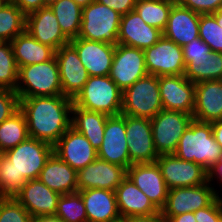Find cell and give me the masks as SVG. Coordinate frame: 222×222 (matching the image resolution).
I'll use <instances>...</instances> for the list:
<instances>
[{
    "label": "cell",
    "mask_w": 222,
    "mask_h": 222,
    "mask_svg": "<svg viewBox=\"0 0 222 222\" xmlns=\"http://www.w3.org/2000/svg\"><path fill=\"white\" fill-rule=\"evenodd\" d=\"M19 99L31 138L54 146L71 127L69 113H72V99L64 95Z\"/></svg>",
    "instance_id": "cell-1"
},
{
    "label": "cell",
    "mask_w": 222,
    "mask_h": 222,
    "mask_svg": "<svg viewBox=\"0 0 222 222\" xmlns=\"http://www.w3.org/2000/svg\"><path fill=\"white\" fill-rule=\"evenodd\" d=\"M221 152L222 148L215 140L211 122L193 119L179 139L174 155L184 161L199 164L209 171L218 161Z\"/></svg>",
    "instance_id": "cell-2"
},
{
    "label": "cell",
    "mask_w": 222,
    "mask_h": 222,
    "mask_svg": "<svg viewBox=\"0 0 222 222\" xmlns=\"http://www.w3.org/2000/svg\"><path fill=\"white\" fill-rule=\"evenodd\" d=\"M15 92L19 98L63 95L55 56L43 63L19 67Z\"/></svg>",
    "instance_id": "cell-3"
},
{
    "label": "cell",
    "mask_w": 222,
    "mask_h": 222,
    "mask_svg": "<svg viewBox=\"0 0 222 222\" xmlns=\"http://www.w3.org/2000/svg\"><path fill=\"white\" fill-rule=\"evenodd\" d=\"M53 153L54 146L31 137L4 152L16 170L17 194L27 180L38 179L41 170Z\"/></svg>",
    "instance_id": "cell-4"
},
{
    "label": "cell",
    "mask_w": 222,
    "mask_h": 222,
    "mask_svg": "<svg viewBox=\"0 0 222 222\" xmlns=\"http://www.w3.org/2000/svg\"><path fill=\"white\" fill-rule=\"evenodd\" d=\"M123 91L110 76H89L73 103L85 110L117 116L122 110Z\"/></svg>",
    "instance_id": "cell-5"
},
{
    "label": "cell",
    "mask_w": 222,
    "mask_h": 222,
    "mask_svg": "<svg viewBox=\"0 0 222 222\" xmlns=\"http://www.w3.org/2000/svg\"><path fill=\"white\" fill-rule=\"evenodd\" d=\"M161 110L158 76L148 74L122 93V115L152 119Z\"/></svg>",
    "instance_id": "cell-6"
},
{
    "label": "cell",
    "mask_w": 222,
    "mask_h": 222,
    "mask_svg": "<svg viewBox=\"0 0 222 222\" xmlns=\"http://www.w3.org/2000/svg\"><path fill=\"white\" fill-rule=\"evenodd\" d=\"M121 16L115 10L94 0L82 8V21L78 37L116 46Z\"/></svg>",
    "instance_id": "cell-7"
},
{
    "label": "cell",
    "mask_w": 222,
    "mask_h": 222,
    "mask_svg": "<svg viewBox=\"0 0 222 222\" xmlns=\"http://www.w3.org/2000/svg\"><path fill=\"white\" fill-rule=\"evenodd\" d=\"M150 120L158 155L174 154L179 139L193 120V115L163 109Z\"/></svg>",
    "instance_id": "cell-8"
},
{
    "label": "cell",
    "mask_w": 222,
    "mask_h": 222,
    "mask_svg": "<svg viewBox=\"0 0 222 222\" xmlns=\"http://www.w3.org/2000/svg\"><path fill=\"white\" fill-rule=\"evenodd\" d=\"M210 182L191 187H178L168 191L165 206L160 210L162 218L167 222L172 216L195 212L207 207L217 196Z\"/></svg>",
    "instance_id": "cell-9"
},
{
    "label": "cell",
    "mask_w": 222,
    "mask_h": 222,
    "mask_svg": "<svg viewBox=\"0 0 222 222\" xmlns=\"http://www.w3.org/2000/svg\"><path fill=\"white\" fill-rule=\"evenodd\" d=\"M145 66L148 74L155 76L184 75L182 46L162 37L151 47L144 50Z\"/></svg>",
    "instance_id": "cell-10"
},
{
    "label": "cell",
    "mask_w": 222,
    "mask_h": 222,
    "mask_svg": "<svg viewBox=\"0 0 222 222\" xmlns=\"http://www.w3.org/2000/svg\"><path fill=\"white\" fill-rule=\"evenodd\" d=\"M168 189L199 186L208 181V171L201 165L184 161L174 154L159 155L156 159Z\"/></svg>",
    "instance_id": "cell-11"
},
{
    "label": "cell",
    "mask_w": 222,
    "mask_h": 222,
    "mask_svg": "<svg viewBox=\"0 0 222 222\" xmlns=\"http://www.w3.org/2000/svg\"><path fill=\"white\" fill-rule=\"evenodd\" d=\"M146 75L144 50L117 44L109 74L116 85L124 91Z\"/></svg>",
    "instance_id": "cell-12"
},
{
    "label": "cell",
    "mask_w": 222,
    "mask_h": 222,
    "mask_svg": "<svg viewBox=\"0 0 222 222\" xmlns=\"http://www.w3.org/2000/svg\"><path fill=\"white\" fill-rule=\"evenodd\" d=\"M98 158L128 169L132 163L126 138V115L109 116L106 120L103 142L97 150Z\"/></svg>",
    "instance_id": "cell-13"
},
{
    "label": "cell",
    "mask_w": 222,
    "mask_h": 222,
    "mask_svg": "<svg viewBox=\"0 0 222 222\" xmlns=\"http://www.w3.org/2000/svg\"><path fill=\"white\" fill-rule=\"evenodd\" d=\"M126 138L132 164L156 162L150 119L126 115Z\"/></svg>",
    "instance_id": "cell-14"
},
{
    "label": "cell",
    "mask_w": 222,
    "mask_h": 222,
    "mask_svg": "<svg viewBox=\"0 0 222 222\" xmlns=\"http://www.w3.org/2000/svg\"><path fill=\"white\" fill-rule=\"evenodd\" d=\"M55 58L58 63L63 95L74 100L88 80L87 70L76 49L70 43L56 50Z\"/></svg>",
    "instance_id": "cell-15"
},
{
    "label": "cell",
    "mask_w": 222,
    "mask_h": 222,
    "mask_svg": "<svg viewBox=\"0 0 222 222\" xmlns=\"http://www.w3.org/2000/svg\"><path fill=\"white\" fill-rule=\"evenodd\" d=\"M126 177V168L97 158L77 171V189L81 191L96 188L115 191Z\"/></svg>",
    "instance_id": "cell-16"
},
{
    "label": "cell",
    "mask_w": 222,
    "mask_h": 222,
    "mask_svg": "<svg viewBox=\"0 0 222 222\" xmlns=\"http://www.w3.org/2000/svg\"><path fill=\"white\" fill-rule=\"evenodd\" d=\"M54 153L76 171L98 158V151L72 126L54 145Z\"/></svg>",
    "instance_id": "cell-17"
},
{
    "label": "cell",
    "mask_w": 222,
    "mask_h": 222,
    "mask_svg": "<svg viewBox=\"0 0 222 222\" xmlns=\"http://www.w3.org/2000/svg\"><path fill=\"white\" fill-rule=\"evenodd\" d=\"M159 91L163 109L193 115L195 83L184 75L160 76Z\"/></svg>",
    "instance_id": "cell-18"
},
{
    "label": "cell",
    "mask_w": 222,
    "mask_h": 222,
    "mask_svg": "<svg viewBox=\"0 0 222 222\" xmlns=\"http://www.w3.org/2000/svg\"><path fill=\"white\" fill-rule=\"evenodd\" d=\"M78 53L89 76H108L116 46L109 43L74 38L69 42Z\"/></svg>",
    "instance_id": "cell-19"
},
{
    "label": "cell",
    "mask_w": 222,
    "mask_h": 222,
    "mask_svg": "<svg viewBox=\"0 0 222 222\" xmlns=\"http://www.w3.org/2000/svg\"><path fill=\"white\" fill-rule=\"evenodd\" d=\"M127 176L159 210L165 206L169 189L156 162L132 164Z\"/></svg>",
    "instance_id": "cell-20"
},
{
    "label": "cell",
    "mask_w": 222,
    "mask_h": 222,
    "mask_svg": "<svg viewBox=\"0 0 222 222\" xmlns=\"http://www.w3.org/2000/svg\"><path fill=\"white\" fill-rule=\"evenodd\" d=\"M26 30L40 43L55 51L70 40L62 32L59 22L50 6L26 15Z\"/></svg>",
    "instance_id": "cell-21"
},
{
    "label": "cell",
    "mask_w": 222,
    "mask_h": 222,
    "mask_svg": "<svg viewBox=\"0 0 222 222\" xmlns=\"http://www.w3.org/2000/svg\"><path fill=\"white\" fill-rule=\"evenodd\" d=\"M60 194L48 188L39 179L27 180L14 197L33 217L55 216Z\"/></svg>",
    "instance_id": "cell-22"
},
{
    "label": "cell",
    "mask_w": 222,
    "mask_h": 222,
    "mask_svg": "<svg viewBox=\"0 0 222 222\" xmlns=\"http://www.w3.org/2000/svg\"><path fill=\"white\" fill-rule=\"evenodd\" d=\"M163 35L158 28L148 25L133 10L121 16L118 44L145 50L154 45Z\"/></svg>",
    "instance_id": "cell-23"
},
{
    "label": "cell",
    "mask_w": 222,
    "mask_h": 222,
    "mask_svg": "<svg viewBox=\"0 0 222 222\" xmlns=\"http://www.w3.org/2000/svg\"><path fill=\"white\" fill-rule=\"evenodd\" d=\"M199 20L200 14L176 1L170 10L163 36L183 47L199 38Z\"/></svg>",
    "instance_id": "cell-24"
},
{
    "label": "cell",
    "mask_w": 222,
    "mask_h": 222,
    "mask_svg": "<svg viewBox=\"0 0 222 222\" xmlns=\"http://www.w3.org/2000/svg\"><path fill=\"white\" fill-rule=\"evenodd\" d=\"M193 119L201 122L222 119V80H207L195 84Z\"/></svg>",
    "instance_id": "cell-25"
},
{
    "label": "cell",
    "mask_w": 222,
    "mask_h": 222,
    "mask_svg": "<svg viewBox=\"0 0 222 222\" xmlns=\"http://www.w3.org/2000/svg\"><path fill=\"white\" fill-rule=\"evenodd\" d=\"M121 218L161 214L153 202L127 176L115 190Z\"/></svg>",
    "instance_id": "cell-26"
},
{
    "label": "cell",
    "mask_w": 222,
    "mask_h": 222,
    "mask_svg": "<svg viewBox=\"0 0 222 222\" xmlns=\"http://www.w3.org/2000/svg\"><path fill=\"white\" fill-rule=\"evenodd\" d=\"M79 192L88 222H120L115 191L94 188Z\"/></svg>",
    "instance_id": "cell-27"
},
{
    "label": "cell",
    "mask_w": 222,
    "mask_h": 222,
    "mask_svg": "<svg viewBox=\"0 0 222 222\" xmlns=\"http://www.w3.org/2000/svg\"><path fill=\"white\" fill-rule=\"evenodd\" d=\"M38 179L60 195L77 192V171L53 153Z\"/></svg>",
    "instance_id": "cell-28"
},
{
    "label": "cell",
    "mask_w": 222,
    "mask_h": 222,
    "mask_svg": "<svg viewBox=\"0 0 222 222\" xmlns=\"http://www.w3.org/2000/svg\"><path fill=\"white\" fill-rule=\"evenodd\" d=\"M17 67L43 63L55 56V50L38 42L27 30L18 34L11 42Z\"/></svg>",
    "instance_id": "cell-29"
},
{
    "label": "cell",
    "mask_w": 222,
    "mask_h": 222,
    "mask_svg": "<svg viewBox=\"0 0 222 222\" xmlns=\"http://www.w3.org/2000/svg\"><path fill=\"white\" fill-rule=\"evenodd\" d=\"M71 126L82 133L91 145L98 150L103 142L107 114L88 111L73 103Z\"/></svg>",
    "instance_id": "cell-30"
},
{
    "label": "cell",
    "mask_w": 222,
    "mask_h": 222,
    "mask_svg": "<svg viewBox=\"0 0 222 222\" xmlns=\"http://www.w3.org/2000/svg\"><path fill=\"white\" fill-rule=\"evenodd\" d=\"M50 8L64 35L69 40L77 38L81 28L82 8L74 0H58Z\"/></svg>",
    "instance_id": "cell-31"
},
{
    "label": "cell",
    "mask_w": 222,
    "mask_h": 222,
    "mask_svg": "<svg viewBox=\"0 0 222 222\" xmlns=\"http://www.w3.org/2000/svg\"><path fill=\"white\" fill-rule=\"evenodd\" d=\"M29 137L27 121L20 109L0 124V150L3 153Z\"/></svg>",
    "instance_id": "cell-32"
},
{
    "label": "cell",
    "mask_w": 222,
    "mask_h": 222,
    "mask_svg": "<svg viewBox=\"0 0 222 222\" xmlns=\"http://www.w3.org/2000/svg\"><path fill=\"white\" fill-rule=\"evenodd\" d=\"M177 0H136L134 10L148 25L164 31L172 5Z\"/></svg>",
    "instance_id": "cell-33"
},
{
    "label": "cell",
    "mask_w": 222,
    "mask_h": 222,
    "mask_svg": "<svg viewBox=\"0 0 222 222\" xmlns=\"http://www.w3.org/2000/svg\"><path fill=\"white\" fill-rule=\"evenodd\" d=\"M26 30V15L11 1L0 10V42H11Z\"/></svg>",
    "instance_id": "cell-34"
},
{
    "label": "cell",
    "mask_w": 222,
    "mask_h": 222,
    "mask_svg": "<svg viewBox=\"0 0 222 222\" xmlns=\"http://www.w3.org/2000/svg\"><path fill=\"white\" fill-rule=\"evenodd\" d=\"M184 76L195 84L207 80H222V53L213 52L198 66L188 63Z\"/></svg>",
    "instance_id": "cell-35"
},
{
    "label": "cell",
    "mask_w": 222,
    "mask_h": 222,
    "mask_svg": "<svg viewBox=\"0 0 222 222\" xmlns=\"http://www.w3.org/2000/svg\"><path fill=\"white\" fill-rule=\"evenodd\" d=\"M55 216L63 222H88L81 193L77 191L60 195Z\"/></svg>",
    "instance_id": "cell-36"
},
{
    "label": "cell",
    "mask_w": 222,
    "mask_h": 222,
    "mask_svg": "<svg viewBox=\"0 0 222 222\" xmlns=\"http://www.w3.org/2000/svg\"><path fill=\"white\" fill-rule=\"evenodd\" d=\"M18 67L10 42H0V89L16 90Z\"/></svg>",
    "instance_id": "cell-37"
},
{
    "label": "cell",
    "mask_w": 222,
    "mask_h": 222,
    "mask_svg": "<svg viewBox=\"0 0 222 222\" xmlns=\"http://www.w3.org/2000/svg\"><path fill=\"white\" fill-rule=\"evenodd\" d=\"M199 38L212 52L222 53V28L212 14H200Z\"/></svg>",
    "instance_id": "cell-38"
},
{
    "label": "cell",
    "mask_w": 222,
    "mask_h": 222,
    "mask_svg": "<svg viewBox=\"0 0 222 222\" xmlns=\"http://www.w3.org/2000/svg\"><path fill=\"white\" fill-rule=\"evenodd\" d=\"M0 222H34V218L14 197H6L0 205Z\"/></svg>",
    "instance_id": "cell-39"
},
{
    "label": "cell",
    "mask_w": 222,
    "mask_h": 222,
    "mask_svg": "<svg viewBox=\"0 0 222 222\" xmlns=\"http://www.w3.org/2000/svg\"><path fill=\"white\" fill-rule=\"evenodd\" d=\"M0 194L4 197L17 195L16 170L5 155L0 159Z\"/></svg>",
    "instance_id": "cell-40"
},
{
    "label": "cell",
    "mask_w": 222,
    "mask_h": 222,
    "mask_svg": "<svg viewBox=\"0 0 222 222\" xmlns=\"http://www.w3.org/2000/svg\"><path fill=\"white\" fill-rule=\"evenodd\" d=\"M184 62L195 63L197 66L213 53L210 47L200 38H196L182 47Z\"/></svg>",
    "instance_id": "cell-41"
},
{
    "label": "cell",
    "mask_w": 222,
    "mask_h": 222,
    "mask_svg": "<svg viewBox=\"0 0 222 222\" xmlns=\"http://www.w3.org/2000/svg\"><path fill=\"white\" fill-rule=\"evenodd\" d=\"M20 109L17 93L9 89H0V124Z\"/></svg>",
    "instance_id": "cell-42"
},
{
    "label": "cell",
    "mask_w": 222,
    "mask_h": 222,
    "mask_svg": "<svg viewBox=\"0 0 222 222\" xmlns=\"http://www.w3.org/2000/svg\"><path fill=\"white\" fill-rule=\"evenodd\" d=\"M196 222H221L222 198L219 195L207 206L194 212Z\"/></svg>",
    "instance_id": "cell-43"
},
{
    "label": "cell",
    "mask_w": 222,
    "mask_h": 222,
    "mask_svg": "<svg viewBox=\"0 0 222 222\" xmlns=\"http://www.w3.org/2000/svg\"><path fill=\"white\" fill-rule=\"evenodd\" d=\"M183 7L198 14H212L222 8V0H177Z\"/></svg>",
    "instance_id": "cell-44"
},
{
    "label": "cell",
    "mask_w": 222,
    "mask_h": 222,
    "mask_svg": "<svg viewBox=\"0 0 222 222\" xmlns=\"http://www.w3.org/2000/svg\"><path fill=\"white\" fill-rule=\"evenodd\" d=\"M95 1L106 5L112 10H115L120 15H125L130 11H133L136 5V0H95Z\"/></svg>",
    "instance_id": "cell-45"
},
{
    "label": "cell",
    "mask_w": 222,
    "mask_h": 222,
    "mask_svg": "<svg viewBox=\"0 0 222 222\" xmlns=\"http://www.w3.org/2000/svg\"><path fill=\"white\" fill-rule=\"evenodd\" d=\"M25 15L44 7V0H11Z\"/></svg>",
    "instance_id": "cell-46"
},
{
    "label": "cell",
    "mask_w": 222,
    "mask_h": 222,
    "mask_svg": "<svg viewBox=\"0 0 222 222\" xmlns=\"http://www.w3.org/2000/svg\"><path fill=\"white\" fill-rule=\"evenodd\" d=\"M120 222H166L161 214L148 216H130L121 218Z\"/></svg>",
    "instance_id": "cell-47"
},
{
    "label": "cell",
    "mask_w": 222,
    "mask_h": 222,
    "mask_svg": "<svg viewBox=\"0 0 222 222\" xmlns=\"http://www.w3.org/2000/svg\"><path fill=\"white\" fill-rule=\"evenodd\" d=\"M211 126L215 140L222 148V119L211 122Z\"/></svg>",
    "instance_id": "cell-48"
},
{
    "label": "cell",
    "mask_w": 222,
    "mask_h": 222,
    "mask_svg": "<svg viewBox=\"0 0 222 222\" xmlns=\"http://www.w3.org/2000/svg\"><path fill=\"white\" fill-rule=\"evenodd\" d=\"M167 222H196L194 212L172 216Z\"/></svg>",
    "instance_id": "cell-49"
},
{
    "label": "cell",
    "mask_w": 222,
    "mask_h": 222,
    "mask_svg": "<svg viewBox=\"0 0 222 222\" xmlns=\"http://www.w3.org/2000/svg\"><path fill=\"white\" fill-rule=\"evenodd\" d=\"M214 175H218L220 181H222V163H216L211 167L208 171V181L211 182L213 180Z\"/></svg>",
    "instance_id": "cell-50"
},
{
    "label": "cell",
    "mask_w": 222,
    "mask_h": 222,
    "mask_svg": "<svg viewBox=\"0 0 222 222\" xmlns=\"http://www.w3.org/2000/svg\"><path fill=\"white\" fill-rule=\"evenodd\" d=\"M34 222H63V221L56 216H40L34 218Z\"/></svg>",
    "instance_id": "cell-51"
},
{
    "label": "cell",
    "mask_w": 222,
    "mask_h": 222,
    "mask_svg": "<svg viewBox=\"0 0 222 222\" xmlns=\"http://www.w3.org/2000/svg\"><path fill=\"white\" fill-rule=\"evenodd\" d=\"M212 15L215 17L218 25L222 28V8L215 13H212Z\"/></svg>",
    "instance_id": "cell-52"
},
{
    "label": "cell",
    "mask_w": 222,
    "mask_h": 222,
    "mask_svg": "<svg viewBox=\"0 0 222 222\" xmlns=\"http://www.w3.org/2000/svg\"><path fill=\"white\" fill-rule=\"evenodd\" d=\"M77 5L81 8L86 7L88 4L92 3L94 0H74Z\"/></svg>",
    "instance_id": "cell-53"
},
{
    "label": "cell",
    "mask_w": 222,
    "mask_h": 222,
    "mask_svg": "<svg viewBox=\"0 0 222 222\" xmlns=\"http://www.w3.org/2000/svg\"><path fill=\"white\" fill-rule=\"evenodd\" d=\"M58 0H44V7L51 6L53 3L57 2Z\"/></svg>",
    "instance_id": "cell-54"
},
{
    "label": "cell",
    "mask_w": 222,
    "mask_h": 222,
    "mask_svg": "<svg viewBox=\"0 0 222 222\" xmlns=\"http://www.w3.org/2000/svg\"><path fill=\"white\" fill-rule=\"evenodd\" d=\"M9 2V0H0V10Z\"/></svg>",
    "instance_id": "cell-55"
},
{
    "label": "cell",
    "mask_w": 222,
    "mask_h": 222,
    "mask_svg": "<svg viewBox=\"0 0 222 222\" xmlns=\"http://www.w3.org/2000/svg\"><path fill=\"white\" fill-rule=\"evenodd\" d=\"M216 163H222V152L220 153L219 159Z\"/></svg>",
    "instance_id": "cell-56"
},
{
    "label": "cell",
    "mask_w": 222,
    "mask_h": 222,
    "mask_svg": "<svg viewBox=\"0 0 222 222\" xmlns=\"http://www.w3.org/2000/svg\"><path fill=\"white\" fill-rule=\"evenodd\" d=\"M5 198H6V197H4V196H2V195L0 194V205H1L2 201H3Z\"/></svg>",
    "instance_id": "cell-57"
},
{
    "label": "cell",
    "mask_w": 222,
    "mask_h": 222,
    "mask_svg": "<svg viewBox=\"0 0 222 222\" xmlns=\"http://www.w3.org/2000/svg\"><path fill=\"white\" fill-rule=\"evenodd\" d=\"M4 155V153L0 150V159Z\"/></svg>",
    "instance_id": "cell-58"
}]
</instances>
